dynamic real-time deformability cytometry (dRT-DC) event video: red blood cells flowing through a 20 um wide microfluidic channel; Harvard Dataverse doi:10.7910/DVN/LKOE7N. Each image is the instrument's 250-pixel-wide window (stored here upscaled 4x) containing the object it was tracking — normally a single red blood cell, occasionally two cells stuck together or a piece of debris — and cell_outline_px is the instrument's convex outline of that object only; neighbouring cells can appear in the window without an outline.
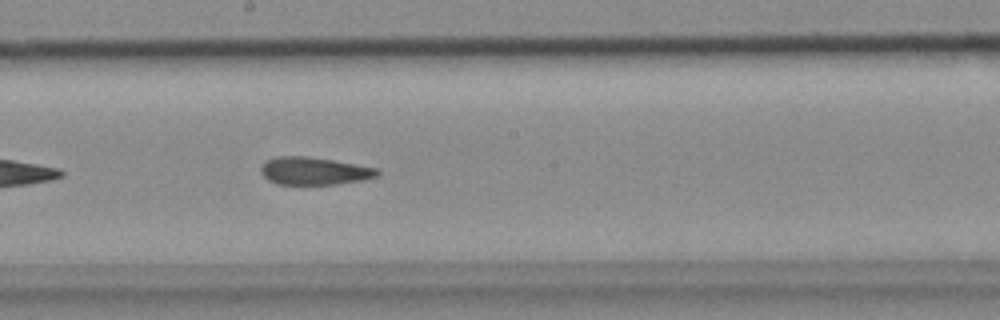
{"species": "common noctule bat (a hibernating species)", "species_latin": "Nyctalus noctula", "temperature_condition": "cold", "stored_images_in_passage": 33, "camera_frame_rate_fps": 3000, "um_per_image_px": 0.085, "animal": {"sex": "female", "body_mass_g": 18.4}, "frame": {"image": 1, "passage_image": 15, "time_ms": 4.667, "image_size_px": [1000, 320], "cell_outline_px": [[380, 176], [360, 180], [336, 184], [276, 184], [268, 180], [260, 172], [260, 168], [268, 160], [276, 156], [308, 156], [332, 160], [376, 168], [380, 172]], "centroid_in_image_um": [26.69, 14.53], "position_along_channel_um": 221.5, "area_um2": 18.61}}
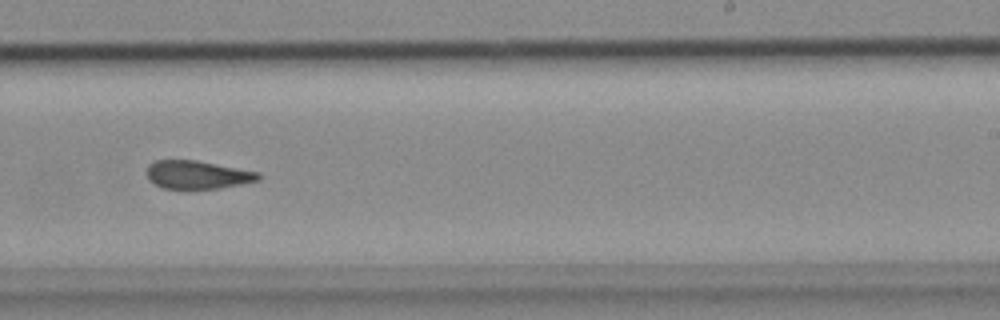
{"frame": {"image": 2, "passage_image": 19, "time_ms": 6.0, "image_size_px": [1000, 320], "cell_outline_px": [[260, 180], [220, 188], [188, 192], [164, 188], [148, 180], [148, 164], [156, 160], [196, 160], [260, 172]], "centroid_in_image_um": [16.77, 14.89], "position_along_channel_um": 272.2, "area_um2": 18.96}}